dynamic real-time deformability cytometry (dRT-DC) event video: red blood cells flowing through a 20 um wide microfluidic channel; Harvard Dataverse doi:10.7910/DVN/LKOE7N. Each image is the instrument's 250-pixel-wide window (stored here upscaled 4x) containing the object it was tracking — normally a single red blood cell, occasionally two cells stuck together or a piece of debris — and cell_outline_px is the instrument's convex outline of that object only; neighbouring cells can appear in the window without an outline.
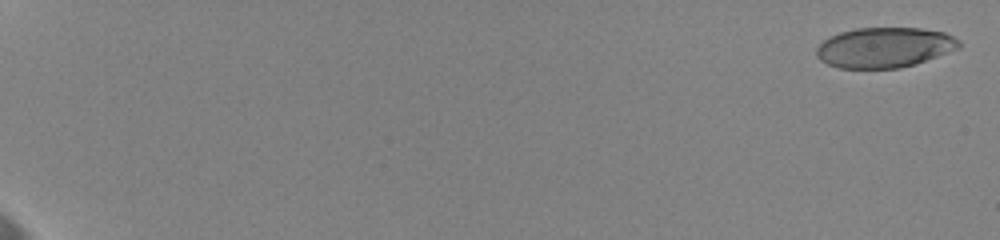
{"species": "human", "species_latin": "Homo sapiens", "temperature_condition": "cold", "stored_images_in_passage": 15, "camera_frame_rate_fps": 3000, "um_per_image_px": 0.085, "donor": {"sex": "female"}, "frame": {"image": 1, "passage_image": 2, "time_ms": 0.333, "image_size_px": [1000, 240], "cell_outline_px": [[960, 48], [900, 68], [840, 68], [828, 64], [820, 60], [816, 56], [816, 48], [824, 40], [840, 32], [856, 28], [920, 28], [944, 32], [960, 40]], "centroid_in_image_um": [75.16, 4.03], "position_along_channel_um": 9.8, "area_um2": 33.12}}
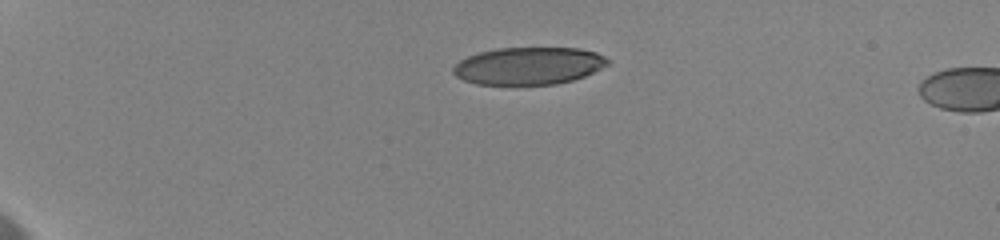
{"frame": {"image": 2, "passage_image": 12, "time_ms": 5.333, "image_size_px": [1000, 240], "cell_outline_px": [[612, 60], [608, 64], [584, 76], [572, 80], [556, 84], [476, 84], [464, 80], [456, 76], [452, 72], [452, 68], [460, 60], [468, 56], [480, 52], [500, 48], [580, 48], [596, 52]], "centroid_in_image_um": [44.94, 5.59], "position_along_channel_um": 40.1, "area_um2": 33.52}}